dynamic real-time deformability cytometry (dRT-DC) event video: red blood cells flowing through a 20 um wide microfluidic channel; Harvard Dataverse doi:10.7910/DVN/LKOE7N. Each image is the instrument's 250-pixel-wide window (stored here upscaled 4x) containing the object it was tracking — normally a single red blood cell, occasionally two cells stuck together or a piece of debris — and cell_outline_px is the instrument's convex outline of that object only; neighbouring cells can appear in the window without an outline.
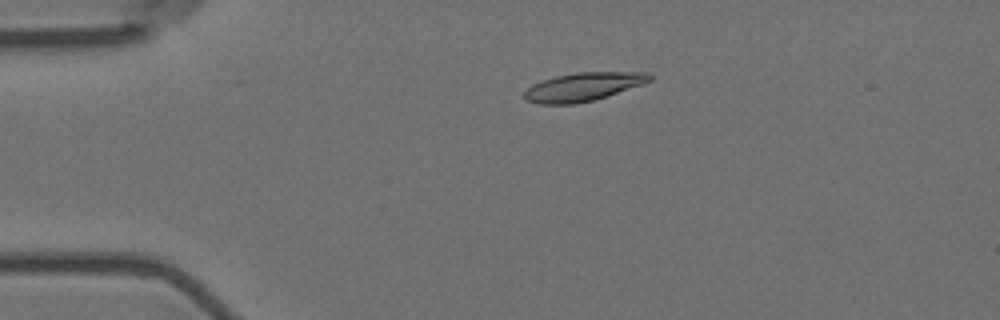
{"species": "Egyptian fruit bat (a non-hibernating species)", "species_latin": "Rousettus aegyptiacus", "temperature_condition": "room temperature", "stored_images_in_passage": 54, "camera_frame_rate_fps": 3000, "um_per_image_px": 0.085, "animal": {"sex": "female"}, "frame": {"image": 1, "passage_image": 9, "time_ms": 2.667, "image_size_px": [1000, 320], "cell_outline_px": [[652, 80], [644, 84], [592, 100], [576, 104], [540, 104], [524, 100], [524, 92], [532, 84], [556, 76], [576, 72], [648, 72], [652, 76]], "centroid_in_image_um": [49.57, 7.37], "position_along_channel_um": 35.4, "area_um2": 20.69}}
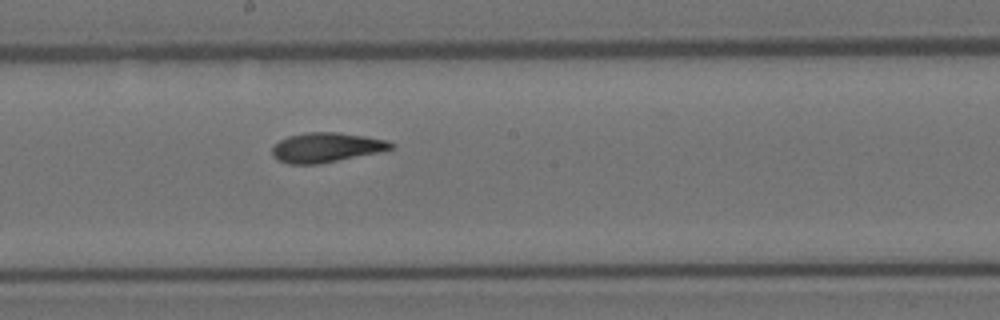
{"frame": {"image": 2, "passage_image": 28, "time_ms": 9.0, "image_size_px": [1000, 320], "cell_outline_px": [[396, 144], [392, 148], [380, 152], [320, 164], [288, 164], [272, 156], [272, 148], [280, 140], [288, 136], [304, 132], [336, 132], [364, 136], [388, 140]], "centroid_in_image_um": [27.75, 12.53], "position_along_channel_um": 220.5, "area_um2": 20.58}}
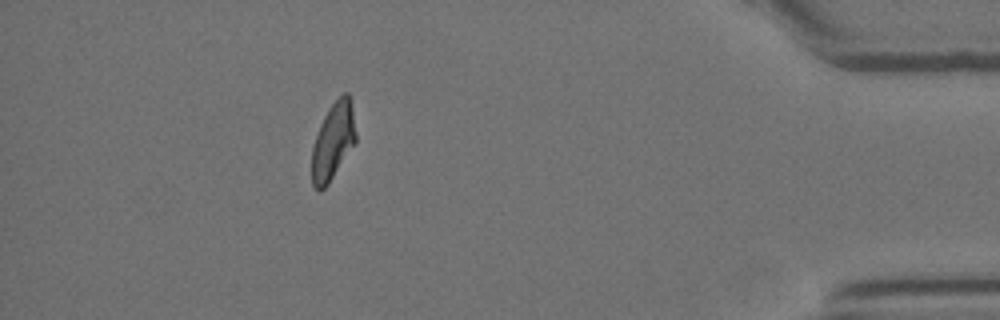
{"frame": {"image": 3, "passage_image": 48, "time_ms": 15.667, "image_size_px": [1000, 320], "cell_outline_px": [[356, 144], [328, 184], [320, 192], [316, 192], [312, 184], [312, 148], [320, 124], [328, 108], [344, 92], [348, 92], [352, 108], [356, 136]], "centroid_in_image_um": [28.31, 12.05], "position_along_channel_um": 406.9, "area_um2": 19.83}, "authors_computed_cell_mechanics": {"area_um2": 20.23, "velocity_mm_per_s": 3.5597, "shape_relaxation_time_tau1_ms": 6.6177, "shape_relaxation_time_tau2_ms": 3.3359, "deformation_change_tau1": 0.2152, "deformation_change_tau2": 0.0758}}